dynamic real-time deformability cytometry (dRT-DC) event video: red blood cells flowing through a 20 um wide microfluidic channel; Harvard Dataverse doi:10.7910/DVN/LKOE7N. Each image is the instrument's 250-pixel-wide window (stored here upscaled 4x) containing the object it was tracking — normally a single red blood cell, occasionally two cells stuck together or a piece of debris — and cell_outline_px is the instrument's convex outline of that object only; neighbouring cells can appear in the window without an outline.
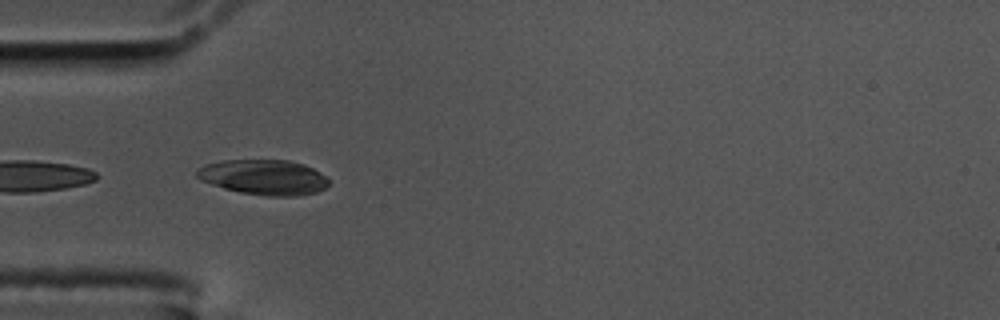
{"species": "common noctule bat (a hibernating species)", "species_latin": "Nyctalus noctula", "temperature_condition": "cold", "stored_images_in_passage": 10, "camera_frame_rate_fps": 3000, "um_per_image_px": 0.085, "animal": {"sex": "male", "body_mass_g": 17.5, "forearm_length_mm": 52.3}, "frame": {"image": 1, "passage_image": 1, "time_ms": 0.0, "image_size_px": [1000, 320], "cell_outline_px": [[328, 184], [324, 188], [316, 192], [296, 196], [268, 196], [240, 192], [224, 188], [200, 180], [196, 176], [196, 168], [204, 164], [224, 160], [288, 160], [304, 164], [328, 176]], "centroid_in_image_um": [22.41, 15.05], "position_along_channel_um": 62.6, "area_um2": 27.11}}